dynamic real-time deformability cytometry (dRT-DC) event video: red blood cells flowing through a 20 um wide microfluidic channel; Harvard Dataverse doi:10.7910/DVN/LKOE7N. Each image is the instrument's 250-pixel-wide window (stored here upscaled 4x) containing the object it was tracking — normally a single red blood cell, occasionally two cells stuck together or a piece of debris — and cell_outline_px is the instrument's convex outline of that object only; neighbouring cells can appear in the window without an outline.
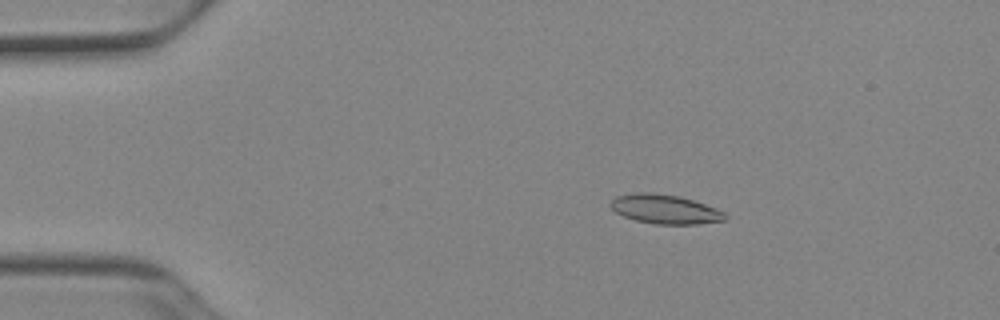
{"species": "Egyptian fruit bat (a non-hibernating species)", "species_latin": "Rousettus aegyptiacus", "temperature_condition": "cold", "stored_images_in_passage": 52, "camera_frame_rate_fps": 3000, "um_per_image_px": 0.085, "animal": {"sex": "female"}, "frame": {"image": 1, "passage_image": 10, "time_ms": 3.0, "image_size_px": [1000, 320], "cell_outline_px": [[728, 216], [724, 220], [696, 224], [656, 224], [636, 220], [624, 216], [616, 212], [608, 204], [616, 196], [636, 192], [652, 192], [680, 196], [716, 208], [724, 212]], "centroid_in_image_um": [56.51, 17.77], "position_along_channel_um": 28.5, "area_um2": 19.42}}
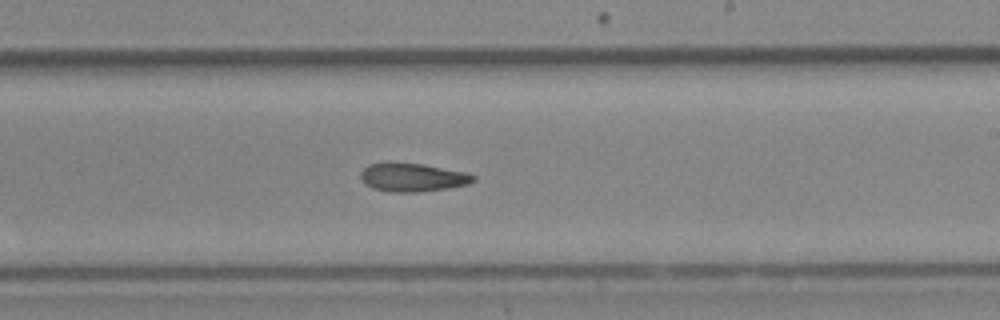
{"frame": {"image": 2, "passage_image": 32, "time_ms": 10.333, "image_size_px": [1000, 320], "cell_outline_px": [[476, 180], [468, 184], [448, 188], [416, 192], [392, 192], [372, 188], [364, 184], [360, 176], [360, 172], [368, 164], [388, 160], [392, 160], [424, 164], [468, 172], [476, 176]], "centroid_in_image_um": [35.04, 15.03], "position_along_channel_um": 254.0, "area_um2": 19.36}}
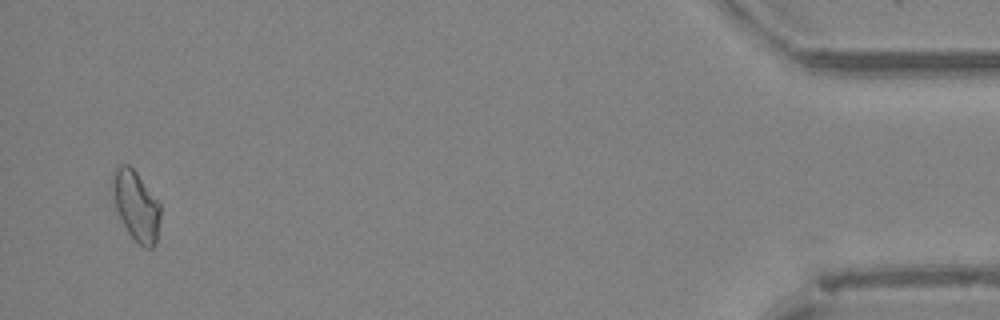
{"frame": {"image": 3, "passage_image": 51, "time_ms": 16.667, "image_size_px": [1000, 320], "cell_outline_px": [[160, 220], [156, 244], [152, 248], [144, 248], [128, 232], [116, 208], [112, 188], [112, 172], [116, 164], [128, 164], [136, 172], [160, 200]], "centroid_in_image_um": [11.59, 17.44], "position_along_channel_um": 423.6, "area_um2": 19.65}, "authors_computed_cell_mechanics": {"area_um2": 19.074, "velocity_mm_per_s": 3.9268, "shape_relaxation_time_tau1_ms": 5.4051, "shape_relaxation_time_tau2_ms": null, "deformation_change_tau1": 0.1272, "deformation_change_tau2": null}}